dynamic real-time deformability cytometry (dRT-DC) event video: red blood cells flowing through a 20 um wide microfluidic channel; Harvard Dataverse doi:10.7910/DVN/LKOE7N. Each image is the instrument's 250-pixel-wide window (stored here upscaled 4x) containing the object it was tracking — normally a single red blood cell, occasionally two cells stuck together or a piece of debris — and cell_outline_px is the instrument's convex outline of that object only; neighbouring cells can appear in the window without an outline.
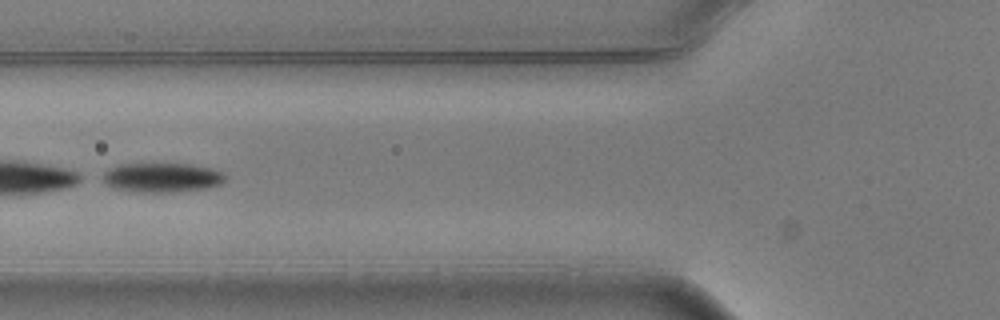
{"species": "common noctule bat (a hibernating species)", "species_latin": "Nyctalus noctula", "temperature_condition": "warm", "stored_images_in_passage": 8, "camera_frame_rate_fps": 3000, "um_per_image_px": 0.085, "animal": {"sex": "male", "body_mass_g": 20.5, "forearm_length_mm": 52.5}, "frame": {"image": 1, "passage_image": 6, "time_ms": 1.667, "image_size_px": [1000, 320], "cell_outline_px": [[228, 176], [220, 184], [208, 188], [172, 192], [128, 192], [112, 188], [96, 176], [108, 168], [116, 164], [188, 164], [212, 168], [224, 172]], "centroid_in_image_um": [13.68, 15.09], "position_along_channel_um": 112.1, "area_um2": 21.62}}
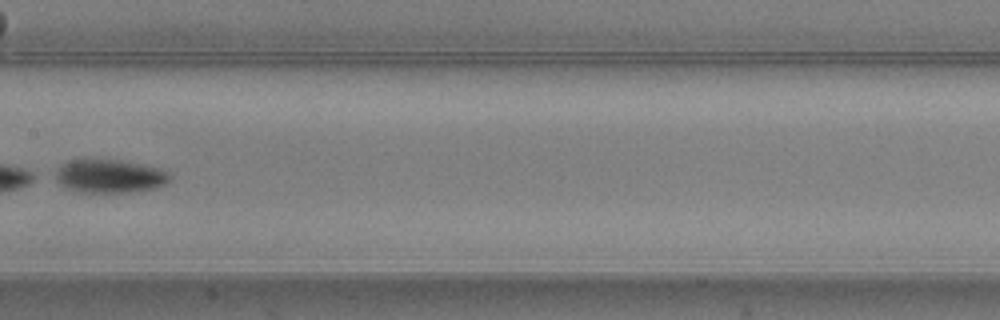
{"frame": {"image": 2, "passage_image": 8, "time_ms": 2.333, "image_size_px": [1000, 320], "cell_outline_px": [[172, 176], [164, 184], [156, 188], [128, 192], [76, 192], [60, 184], [56, 180], [56, 172], [60, 164], [68, 160], [120, 160], [144, 164], [160, 168], [168, 172]], "centroid_in_image_um": [9.32, 14.97], "position_along_channel_um": 198.1, "area_um2": 22.25}}